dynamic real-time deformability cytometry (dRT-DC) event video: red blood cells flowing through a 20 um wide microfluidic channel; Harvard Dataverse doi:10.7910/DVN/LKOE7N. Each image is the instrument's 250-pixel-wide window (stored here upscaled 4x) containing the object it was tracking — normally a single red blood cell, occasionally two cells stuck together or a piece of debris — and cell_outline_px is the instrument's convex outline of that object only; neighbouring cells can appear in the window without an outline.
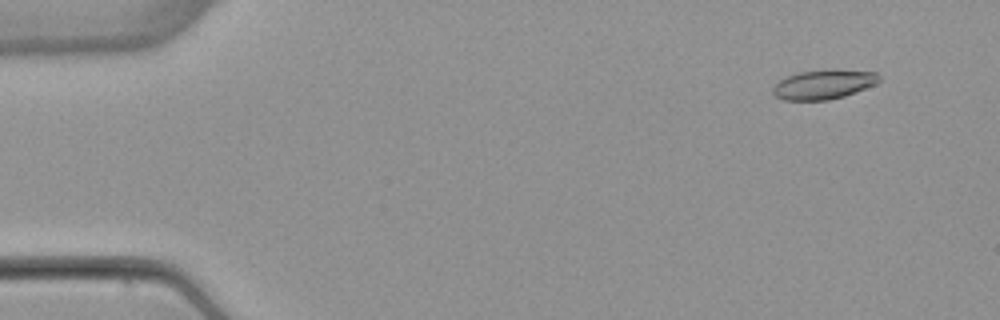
{"species": "common noctule bat (a hibernating species)", "species_latin": "Nyctalus noctula", "temperature_condition": "warm", "stored_images_in_passage": 53, "camera_frame_rate_fps": 3000, "um_per_image_px": 0.085, "animal": {"sex": "female", "body_mass_g": 22.7, "forearm_length_mm": 54.2}, "frame": {"image": 1, "passage_image": 5, "time_ms": 1.333, "image_size_px": [1000, 320], "cell_outline_px": [[880, 80], [876, 84], [844, 96], [828, 100], [784, 100], [776, 96], [772, 92], [772, 88], [780, 80], [796, 72], [832, 68], [876, 72], [880, 76]], "centroid_in_image_um": [70.02, 7.15], "position_along_channel_um": 15.0, "area_um2": 18.44}}
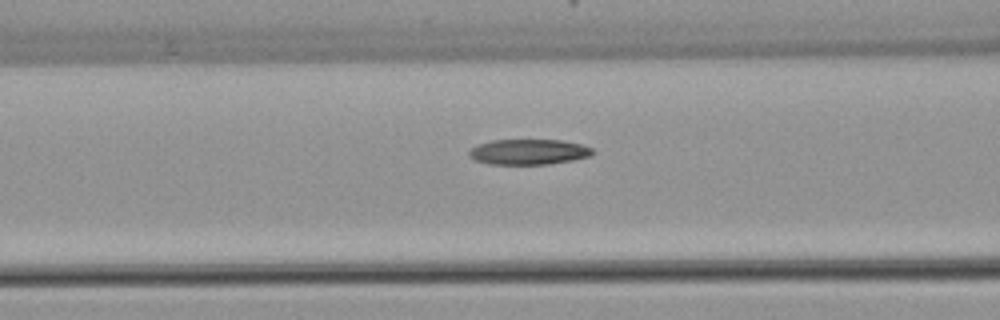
{"frame": {"image": 2, "passage_image": 22, "time_ms": 7.0, "image_size_px": [1000, 320], "cell_outline_px": [[596, 152], [592, 156], [572, 160], [548, 164], [488, 164], [476, 160], [468, 156], [468, 152], [472, 148], [480, 144], [492, 140], [560, 140], [580, 144], [592, 148]], "centroid_in_image_um": [44.96, 12.91], "position_along_channel_um": 121.6, "area_um2": 18.26}}
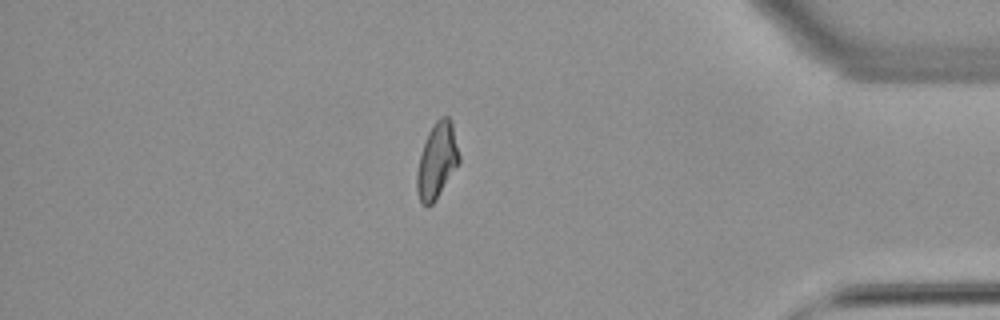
{"frame": {"image": 3, "passage_image": 46, "time_ms": 15.0, "image_size_px": [1000, 320], "cell_outline_px": [[460, 160], [436, 200], [428, 208], [420, 200], [416, 192], [416, 172], [420, 156], [428, 132], [432, 124], [440, 116], [448, 116], [452, 120], [460, 156]], "centroid_in_image_um": [37.14, 13.64], "position_along_channel_um": 398.1, "area_um2": 18.67}, "authors_computed_cell_mechanics": {"area_um2": 18.6116, "velocity_mm_per_s": 3.8854, "shape_relaxation_time_tau1_ms": null, "shape_relaxation_time_tau2_ms": 6.4108, "deformation_change_tau1": null, "deformation_change_tau2": 0.1172}}